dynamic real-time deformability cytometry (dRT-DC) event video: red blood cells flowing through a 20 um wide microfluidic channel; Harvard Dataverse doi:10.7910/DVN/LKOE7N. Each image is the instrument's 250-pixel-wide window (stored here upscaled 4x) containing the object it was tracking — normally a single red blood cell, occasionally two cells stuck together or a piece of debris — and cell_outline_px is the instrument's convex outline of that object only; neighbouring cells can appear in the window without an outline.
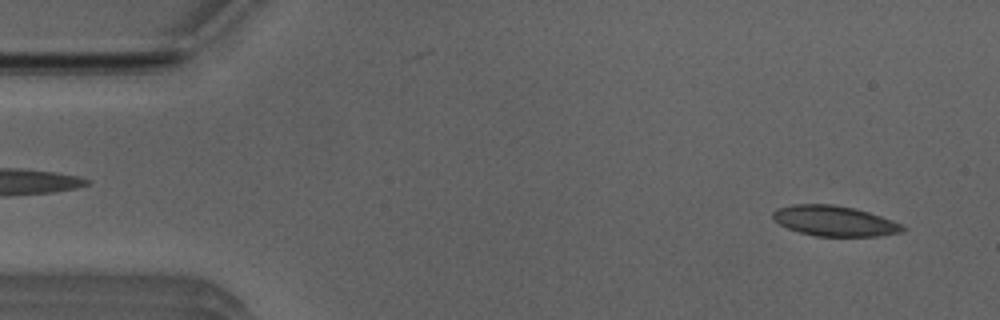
{"species": "Egyptian fruit bat (a non-hibernating species)", "species_latin": "Rousettus aegyptiacus", "temperature_condition": "room temperature", "stored_images_in_passage": 50, "camera_frame_rate_fps": 3000, "um_per_image_px": 0.085, "animal": {"sex": "male"}, "frame": {"image": 1, "passage_image": 3, "time_ms": 0.667, "image_size_px": [1000, 320], "cell_outline_px": [[908, 228], [904, 232], [880, 236], [816, 236], [800, 232], [788, 228], [772, 220], [772, 212], [776, 208], [796, 204], [832, 204], [856, 208], [892, 220]], "centroid_in_image_um": [70.93, 18.78], "position_along_channel_um": 14.1, "area_um2": 23.06}}
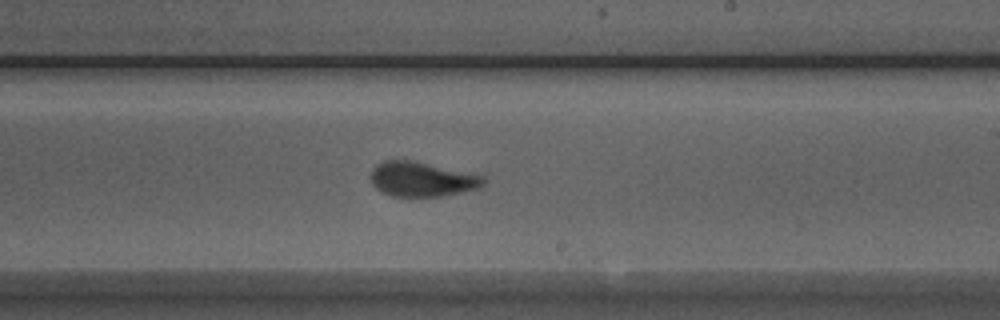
{"frame": {"image": 2, "passage_image": 29, "time_ms": 9.333, "image_size_px": [1000, 320], "cell_outline_px": [[488, 180], [480, 188], [440, 196], [392, 196], [380, 192], [372, 184], [368, 176], [372, 168], [376, 164], [384, 160], [412, 160], [484, 176]], "centroid_in_image_um": [35.81, 15.23], "position_along_channel_um": 253.2, "area_um2": 22.95}}
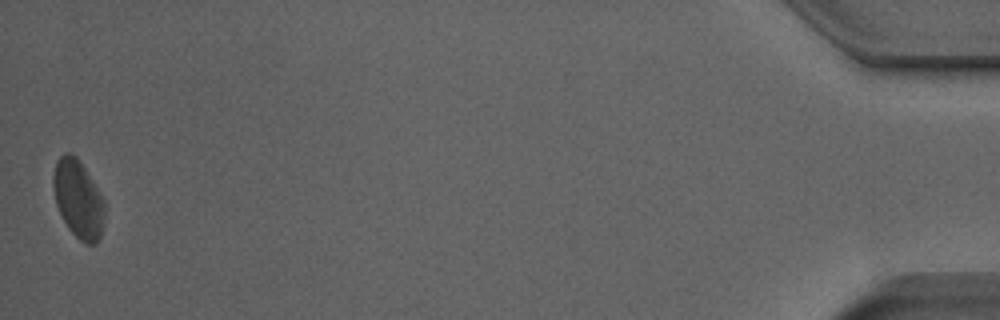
{"frame": {"image": 3, "passage_image": 50, "time_ms": 16.333, "image_size_px": [1000, 320], "cell_outline_px": [[104, 216], [100, 236], [96, 244], [84, 244], [68, 228], [56, 204], [52, 184], [52, 180], [56, 160], [64, 152], [68, 152], [76, 156], [84, 168], [104, 200]], "centroid_in_image_um": [6.63, 16.91], "position_along_channel_um": 428.6, "area_um2": 23.06}, "authors_computed_cell_mechanics": {"area_um2": 22.6865, "velocity_mm_per_s": 3.9614, "shape_relaxation_time_tau1_ms": 3.7602, "shape_relaxation_time_tau2_ms": 0.8952, "deformation_change_tau1": 0.1418, "deformation_change_tau2": 0.0486}}